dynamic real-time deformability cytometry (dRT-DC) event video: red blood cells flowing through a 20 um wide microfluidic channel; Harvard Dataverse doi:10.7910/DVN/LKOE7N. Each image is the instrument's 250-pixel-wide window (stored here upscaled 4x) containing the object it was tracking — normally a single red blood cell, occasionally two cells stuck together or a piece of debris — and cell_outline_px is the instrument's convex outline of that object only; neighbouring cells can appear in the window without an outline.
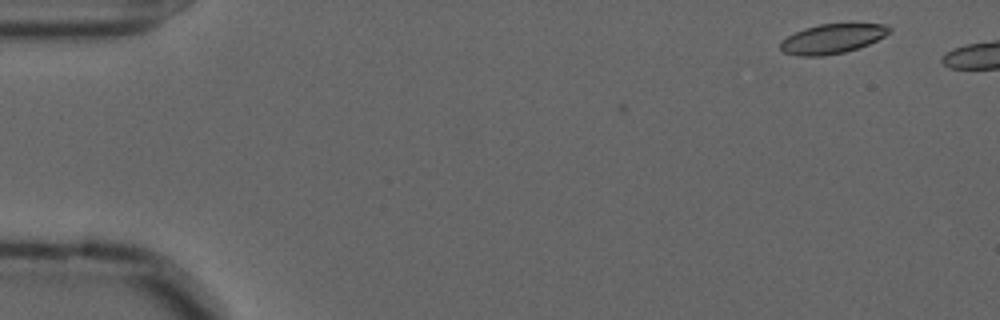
{"species": "common noctule bat (a hibernating species)", "species_latin": "Nyctalus noctula", "temperature_condition": "cold", "stored_images_in_passage": 4, "camera_frame_rate_fps": 3000, "um_per_image_px": 0.085, "animal": {"sex": "male", "forearm_length_mm": 52.5}, "frame": {"image": 1, "passage_image": 1, "time_ms": 0.0, "image_size_px": [1000, 320], "cell_outline_px": [[892, 32], [868, 44], [844, 52], [820, 56], [796, 56], [784, 52], [780, 48], [780, 44], [788, 36], [804, 28], [820, 24], [852, 20], [884, 24], [892, 28]], "centroid_in_image_um": [70.83, 3.23], "position_along_channel_um": 14.2, "area_um2": 19.42}}